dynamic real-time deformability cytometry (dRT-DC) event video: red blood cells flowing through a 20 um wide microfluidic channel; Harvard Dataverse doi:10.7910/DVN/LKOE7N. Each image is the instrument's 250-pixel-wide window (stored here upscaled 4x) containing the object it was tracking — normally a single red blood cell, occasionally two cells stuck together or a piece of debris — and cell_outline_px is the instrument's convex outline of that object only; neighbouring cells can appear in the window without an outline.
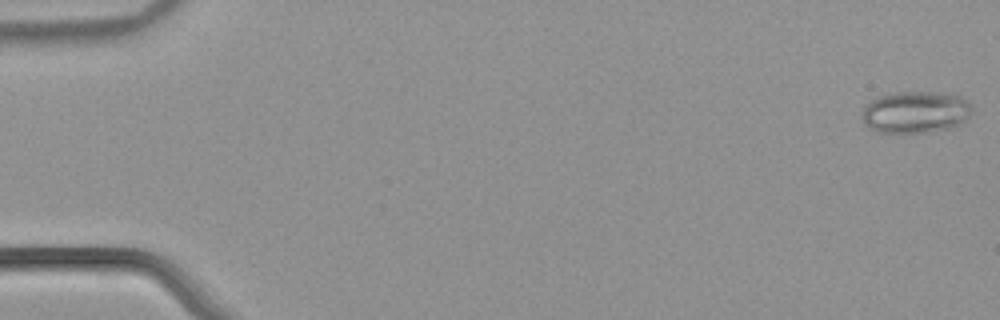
{"species": "common noctule bat (a hibernating species)", "species_latin": "Nyctalus noctula", "temperature_condition": "warm", "stored_images_in_passage": 53, "camera_frame_rate_fps": 3000, "um_per_image_px": 0.085, "animal": {"sex": "male", "body_mass_g": 21.5, "forearm_length_mm": 52.0}, "frame": {"image": 1, "passage_image": 1, "time_ms": 0.0, "image_size_px": [1000, 320], "cell_outline_px": [[972, 112], [960, 124], [948, 128], [928, 132], [900, 136], [876, 132], [868, 128], [864, 124], [860, 116], [860, 112], [864, 104], [880, 96], [892, 92], [940, 92], [964, 96], [972, 104]], "centroid_in_image_um": [77.76, 9.56], "position_along_channel_um": 7.2, "area_um2": 28.09}}
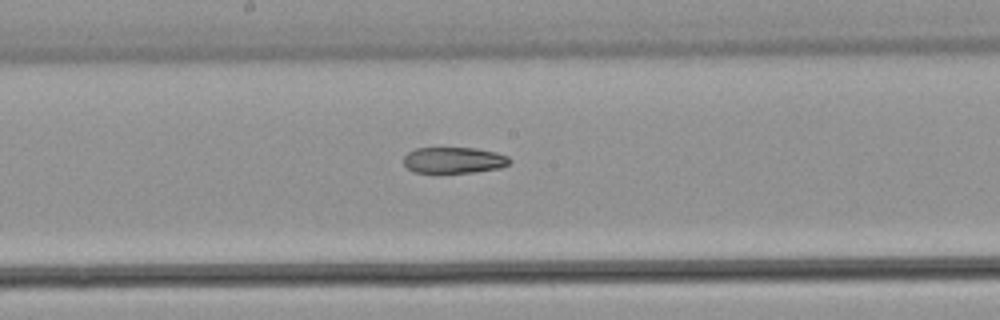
{"frame": {"image": 2, "passage_image": 29, "time_ms": 9.333, "image_size_px": [1000, 320], "cell_outline_px": [[512, 160], [508, 164], [500, 168], [476, 172], [412, 172], [404, 164], [404, 156], [408, 152], [416, 148], [476, 148], [496, 152], [508, 156]], "centroid_in_image_um": [38.59, 13.61], "position_along_channel_um": 209.6, "area_um2": 16.13}}
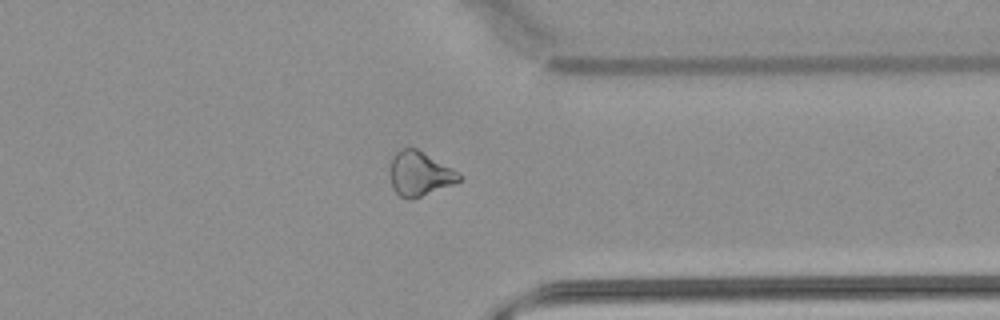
{"frame": {"image": 3, "passage_image": 42, "time_ms": 13.667, "image_size_px": [1000, 320], "cell_outline_px": [[460, 180], [420, 196], [408, 200], [400, 196], [392, 188], [388, 176], [388, 172], [392, 156], [400, 148], [416, 148], [460, 172]], "centroid_in_image_um": [35.59, 14.74], "position_along_channel_um": 375.8, "area_um2": 17.8}}